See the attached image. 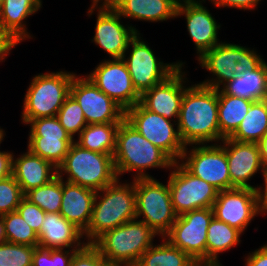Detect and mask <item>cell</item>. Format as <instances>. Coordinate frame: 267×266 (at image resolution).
<instances>
[{"mask_svg":"<svg viewBox=\"0 0 267 266\" xmlns=\"http://www.w3.org/2000/svg\"><path fill=\"white\" fill-rule=\"evenodd\" d=\"M119 181L117 178L96 192L90 223L83 232L87 244H93L105 232L136 218L134 179L130 183Z\"/></svg>","mask_w":267,"mask_h":266,"instance_id":"cell-2","label":"cell"},{"mask_svg":"<svg viewBox=\"0 0 267 266\" xmlns=\"http://www.w3.org/2000/svg\"><path fill=\"white\" fill-rule=\"evenodd\" d=\"M13 153L0 151V180L12 175Z\"/></svg>","mask_w":267,"mask_h":266,"instance_id":"cell-46","label":"cell"},{"mask_svg":"<svg viewBox=\"0 0 267 266\" xmlns=\"http://www.w3.org/2000/svg\"><path fill=\"white\" fill-rule=\"evenodd\" d=\"M124 119L174 162L180 161L186 146L178 128H174V125L177 126L176 122L145 109L139 102L125 110Z\"/></svg>","mask_w":267,"mask_h":266,"instance_id":"cell-8","label":"cell"},{"mask_svg":"<svg viewBox=\"0 0 267 266\" xmlns=\"http://www.w3.org/2000/svg\"><path fill=\"white\" fill-rule=\"evenodd\" d=\"M240 59V45L233 43L220 42L211 50L204 52L199 58V64L207 69L212 76L199 84L214 89H220V86L231 81L236 75V65Z\"/></svg>","mask_w":267,"mask_h":266,"instance_id":"cell-20","label":"cell"},{"mask_svg":"<svg viewBox=\"0 0 267 266\" xmlns=\"http://www.w3.org/2000/svg\"><path fill=\"white\" fill-rule=\"evenodd\" d=\"M4 1H5V0H0V6L3 4Z\"/></svg>","mask_w":267,"mask_h":266,"instance_id":"cell-53","label":"cell"},{"mask_svg":"<svg viewBox=\"0 0 267 266\" xmlns=\"http://www.w3.org/2000/svg\"><path fill=\"white\" fill-rule=\"evenodd\" d=\"M100 266H130V265L122 263V262L103 260Z\"/></svg>","mask_w":267,"mask_h":266,"instance_id":"cell-50","label":"cell"},{"mask_svg":"<svg viewBox=\"0 0 267 266\" xmlns=\"http://www.w3.org/2000/svg\"><path fill=\"white\" fill-rule=\"evenodd\" d=\"M254 101L225 94L218 89V123L220 141L229 138L238 128Z\"/></svg>","mask_w":267,"mask_h":266,"instance_id":"cell-28","label":"cell"},{"mask_svg":"<svg viewBox=\"0 0 267 266\" xmlns=\"http://www.w3.org/2000/svg\"><path fill=\"white\" fill-rule=\"evenodd\" d=\"M182 69V66H179L164 81L143 92L139 103L145 109L177 122L181 101L187 88L184 86L187 80L186 74Z\"/></svg>","mask_w":267,"mask_h":266,"instance_id":"cell-17","label":"cell"},{"mask_svg":"<svg viewBox=\"0 0 267 266\" xmlns=\"http://www.w3.org/2000/svg\"><path fill=\"white\" fill-rule=\"evenodd\" d=\"M42 6V0H5L0 6V28L17 43L30 39L25 20Z\"/></svg>","mask_w":267,"mask_h":266,"instance_id":"cell-25","label":"cell"},{"mask_svg":"<svg viewBox=\"0 0 267 266\" xmlns=\"http://www.w3.org/2000/svg\"><path fill=\"white\" fill-rule=\"evenodd\" d=\"M178 0H112L109 4L122 18L163 22L176 18Z\"/></svg>","mask_w":267,"mask_h":266,"instance_id":"cell-24","label":"cell"},{"mask_svg":"<svg viewBox=\"0 0 267 266\" xmlns=\"http://www.w3.org/2000/svg\"><path fill=\"white\" fill-rule=\"evenodd\" d=\"M226 152L230 181L233 188H248L257 190V187L250 185L248 181L252 179L258 171L263 175L266 171L261 158L258 143L239 142L230 138L222 140Z\"/></svg>","mask_w":267,"mask_h":266,"instance_id":"cell-18","label":"cell"},{"mask_svg":"<svg viewBox=\"0 0 267 266\" xmlns=\"http://www.w3.org/2000/svg\"><path fill=\"white\" fill-rule=\"evenodd\" d=\"M112 0H92V4H104V3H110Z\"/></svg>","mask_w":267,"mask_h":266,"instance_id":"cell-51","label":"cell"},{"mask_svg":"<svg viewBox=\"0 0 267 266\" xmlns=\"http://www.w3.org/2000/svg\"><path fill=\"white\" fill-rule=\"evenodd\" d=\"M264 178L265 186L264 188L262 186H259L257 188V197H258V209L259 213L262 215H265L267 212V170L262 175Z\"/></svg>","mask_w":267,"mask_h":266,"instance_id":"cell-47","label":"cell"},{"mask_svg":"<svg viewBox=\"0 0 267 266\" xmlns=\"http://www.w3.org/2000/svg\"><path fill=\"white\" fill-rule=\"evenodd\" d=\"M96 191L63 180L60 214L84 232L90 223Z\"/></svg>","mask_w":267,"mask_h":266,"instance_id":"cell-23","label":"cell"},{"mask_svg":"<svg viewBox=\"0 0 267 266\" xmlns=\"http://www.w3.org/2000/svg\"><path fill=\"white\" fill-rule=\"evenodd\" d=\"M24 194L11 175L0 180V216L16 211Z\"/></svg>","mask_w":267,"mask_h":266,"instance_id":"cell-38","label":"cell"},{"mask_svg":"<svg viewBox=\"0 0 267 266\" xmlns=\"http://www.w3.org/2000/svg\"><path fill=\"white\" fill-rule=\"evenodd\" d=\"M171 169L167 182L177 216L195 209L213 207L219 192L216 188L191 174L180 161L174 162Z\"/></svg>","mask_w":267,"mask_h":266,"instance_id":"cell-9","label":"cell"},{"mask_svg":"<svg viewBox=\"0 0 267 266\" xmlns=\"http://www.w3.org/2000/svg\"><path fill=\"white\" fill-rule=\"evenodd\" d=\"M12 159V176L23 194L50 182L58 175L57 168L49 161L33 154L29 149Z\"/></svg>","mask_w":267,"mask_h":266,"instance_id":"cell-22","label":"cell"},{"mask_svg":"<svg viewBox=\"0 0 267 266\" xmlns=\"http://www.w3.org/2000/svg\"><path fill=\"white\" fill-rule=\"evenodd\" d=\"M36 247L6 241L0 245V266H32Z\"/></svg>","mask_w":267,"mask_h":266,"instance_id":"cell-36","label":"cell"},{"mask_svg":"<svg viewBox=\"0 0 267 266\" xmlns=\"http://www.w3.org/2000/svg\"><path fill=\"white\" fill-rule=\"evenodd\" d=\"M4 137H5V131L2 128H0V144L2 143Z\"/></svg>","mask_w":267,"mask_h":266,"instance_id":"cell-52","label":"cell"},{"mask_svg":"<svg viewBox=\"0 0 267 266\" xmlns=\"http://www.w3.org/2000/svg\"><path fill=\"white\" fill-rule=\"evenodd\" d=\"M157 234L137 218L105 232L93 245L104 260L135 266L141 255L153 245Z\"/></svg>","mask_w":267,"mask_h":266,"instance_id":"cell-5","label":"cell"},{"mask_svg":"<svg viewBox=\"0 0 267 266\" xmlns=\"http://www.w3.org/2000/svg\"><path fill=\"white\" fill-rule=\"evenodd\" d=\"M38 246L47 249H82L83 232L60 213H46L37 233Z\"/></svg>","mask_w":267,"mask_h":266,"instance_id":"cell-21","label":"cell"},{"mask_svg":"<svg viewBox=\"0 0 267 266\" xmlns=\"http://www.w3.org/2000/svg\"><path fill=\"white\" fill-rule=\"evenodd\" d=\"M57 170L61 179H64L63 175H67L66 182L96 192L112 184L118 178L113 155L84 149L75 142L71 144L69 152Z\"/></svg>","mask_w":267,"mask_h":266,"instance_id":"cell-4","label":"cell"},{"mask_svg":"<svg viewBox=\"0 0 267 266\" xmlns=\"http://www.w3.org/2000/svg\"><path fill=\"white\" fill-rule=\"evenodd\" d=\"M263 61L264 59L255 50L240 46V59L236 65L235 75L238 76L247 70L252 71Z\"/></svg>","mask_w":267,"mask_h":266,"instance_id":"cell-42","label":"cell"},{"mask_svg":"<svg viewBox=\"0 0 267 266\" xmlns=\"http://www.w3.org/2000/svg\"><path fill=\"white\" fill-rule=\"evenodd\" d=\"M177 128L185 146L220 142L218 90L199 83L188 86L181 101Z\"/></svg>","mask_w":267,"mask_h":266,"instance_id":"cell-1","label":"cell"},{"mask_svg":"<svg viewBox=\"0 0 267 266\" xmlns=\"http://www.w3.org/2000/svg\"><path fill=\"white\" fill-rule=\"evenodd\" d=\"M204 3L206 0H202ZM215 7H230L245 10H252L257 7L261 0H209Z\"/></svg>","mask_w":267,"mask_h":266,"instance_id":"cell-43","label":"cell"},{"mask_svg":"<svg viewBox=\"0 0 267 266\" xmlns=\"http://www.w3.org/2000/svg\"><path fill=\"white\" fill-rule=\"evenodd\" d=\"M267 132V99L254 101L246 116L229 137L239 142L257 143Z\"/></svg>","mask_w":267,"mask_h":266,"instance_id":"cell-31","label":"cell"},{"mask_svg":"<svg viewBox=\"0 0 267 266\" xmlns=\"http://www.w3.org/2000/svg\"><path fill=\"white\" fill-rule=\"evenodd\" d=\"M73 138L29 137L27 148L58 168L69 152Z\"/></svg>","mask_w":267,"mask_h":266,"instance_id":"cell-32","label":"cell"},{"mask_svg":"<svg viewBox=\"0 0 267 266\" xmlns=\"http://www.w3.org/2000/svg\"><path fill=\"white\" fill-rule=\"evenodd\" d=\"M70 95L79 103L88 124L120 123L125 110L102 92L86 75H74Z\"/></svg>","mask_w":267,"mask_h":266,"instance_id":"cell-14","label":"cell"},{"mask_svg":"<svg viewBox=\"0 0 267 266\" xmlns=\"http://www.w3.org/2000/svg\"><path fill=\"white\" fill-rule=\"evenodd\" d=\"M56 117L73 139L87 126L83 110L71 95L66 98Z\"/></svg>","mask_w":267,"mask_h":266,"instance_id":"cell-35","label":"cell"},{"mask_svg":"<svg viewBox=\"0 0 267 266\" xmlns=\"http://www.w3.org/2000/svg\"><path fill=\"white\" fill-rule=\"evenodd\" d=\"M5 224L7 242L38 246V235L17 211L1 215Z\"/></svg>","mask_w":267,"mask_h":266,"instance_id":"cell-34","label":"cell"},{"mask_svg":"<svg viewBox=\"0 0 267 266\" xmlns=\"http://www.w3.org/2000/svg\"><path fill=\"white\" fill-rule=\"evenodd\" d=\"M202 3L200 0L180 1L176 12V17L185 16L188 33L196 46L197 58L220 43L217 36L221 26Z\"/></svg>","mask_w":267,"mask_h":266,"instance_id":"cell-19","label":"cell"},{"mask_svg":"<svg viewBox=\"0 0 267 266\" xmlns=\"http://www.w3.org/2000/svg\"><path fill=\"white\" fill-rule=\"evenodd\" d=\"M220 89L225 94L252 101L267 99V63L264 60L256 69L235 76Z\"/></svg>","mask_w":267,"mask_h":266,"instance_id":"cell-26","label":"cell"},{"mask_svg":"<svg viewBox=\"0 0 267 266\" xmlns=\"http://www.w3.org/2000/svg\"><path fill=\"white\" fill-rule=\"evenodd\" d=\"M136 195V218L164 237L176 221L171 193L167 184L152 178L134 179Z\"/></svg>","mask_w":267,"mask_h":266,"instance_id":"cell-7","label":"cell"},{"mask_svg":"<svg viewBox=\"0 0 267 266\" xmlns=\"http://www.w3.org/2000/svg\"><path fill=\"white\" fill-rule=\"evenodd\" d=\"M214 217L245 232L259 213L257 190L233 188L219 191L213 204Z\"/></svg>","mask_w":267,"mask_h":266,"instance_id":"cell-16","label":"cell"},{"mask_svg":"<svg viewBox=\"0 0 267 266\" xmlns=\"http://www.w3.org/2000/svg\"><path fill=\"white\" fill-rule=\"evenodd\" d=\"M219 144H193L190 151L186 146L180 163L194 176L223 191L232 189V183L226 152Z\"/></svg>","mask_w":267,"mask_h":266,"instance_id":"cell-12","label":"cell"},{"mask_svg":"<svg viewBox=\"0 0 267 266\" xmlns=\"http://www.w3.org/2000/svg\"><path fill=\"white\" fill-rule=\"evenodd\" d=\"M7 241L5 234V224L3 219L0 216V245Z\"/></svg>","mask_w":267,"mask_h":266,"instance_id":"cell-49","label":"cell"},{"mask_svg":"<svg viewBox=\"0 0 267 266\" xmlns=\"http://www.w3.org/2000/svg\"><path fill=\"white\" fill-rule=\"evenodd\" d=\"M74 75L66 71L35 75L24 97L22 122L56 116L70 95Z\"/></svg>","mask_w":267,"mask_h":266,"instance_id":"cell-6","label":"cell"},{"mask_svg":"<svg viewBox=\"0 0 267 266\" xmlns=\"http://www.w3.org/2000/svg\"><path fill=\"white\" fill-rule=\"evenodd\" d=\"M80 249H47L36 247L32 266H70L74 254Z\"/></svg>","mask_w":267,"mask_h":266,"instance_id":"cell-37","label":"cell"},{"mask_svg":"<svg viewBox=\"0 0 267 266\" xmlns=\"http://www.w3.org/2000/svg\"><path fill=\"white\" fill-rule=\"evenodd\" d=\"M97 9L95 35L92 41L107 52L112 59L127 57L129 42L139 31L132 25L121 24L122 17L109 3L91 4L88 16Z\"/></svg>","mask_w":267,"mask_h":266,"instance_id":"cell-13","label":"cell"},{"mask_svg":"<svg viewBox=\"0 0 267 266\" xmlns=\"http://www.w3.org/2000/svg\"><path fill=\"white\" fill-rule=\"evenodd\" d=\"M17 43L7 32L0 28V62H3Z\"/></svg>","mask_w":267,"mask_h":266,"instance_id":"cell-45","label":"cell"},{"mask_svg":"<svg viewBox=\"0 0 267 266\" xmlns=\"http://www.w3.org/2000/svg\"><path fill=\"white\" fill-rule=\"evenodd\" d=\"M63 193V179L57 175L43 186L29 190L24 197L45 213H59Z\"/></svg>","mask_w":267,"mask_h":266,"instance_id":"cell-33","label":"cell"},{"mask_svg":"<svg viewBox=\"0 0 267 266\" xmlns=\"http://www.w3.org/2000/svg\"><path fill=\"white\" fill-rule=\"evenodd\" d=\"M128 47L131 49L129 56L122 59L127 65L133 86L140 95L164 81L179 66L184 67L182 61L163 63L156 58L152 49L141 39L140 33L130 40Z\"/></svg>","mask_w":267,"mask_h":266,"instance_id":"cell-10","label":"cell"},{"mask_svg":"<svg viewBox=\"0 0 267 266\" xmlns=\"http://www.w3.org/2000/svg\"><path fill=\"white\" fill-rule=\"evenodd\" d=\"M86 76L124 110L140 101V94L133 86L127 65L122 58L105 59Z\"/></svg>","mask_w":267,"mask_h":266,"instance_id":"cell-15","label":"cell"},{"mask_svg":"<svg viewBox=\"0 0 267 266\" xmlns=\"http://www.w3.org/2000/svg\"><path fill=\"white\" fill-rule=\"evenodd\" d=\"M213 217L212 208L186 212L177 216L164 237L173 246L189 254L199 265H206L207 229Z\"/></svg>","mask_w":267,"mask_h":266,"instance_id":"cell-11","label":"cell"},{"mask_svg":"<svg viewBox=\"0 0 267 266\" xmlns=\"http://www.w3.org/2000/svg\"><path fill=\"white\" fill-rule=\"evenodd\" d=\"M245 266H267V244L249 253L245 258Z\"/></svg>","mask_w":267,"mask_h":266,"instance_id":"cell-44","label":"cell"},{"mask_svg":"<svg viewBox=\"0 0 267 266\" xmlns=\"http://www.w3.org/2000/svg\"><path fill=\"white\" fill-rule=\"evenodd\" d=\"M103 260L100 251L93 244H86L74 254L70 266H100Z\"/></svg>","mask_w":267,"mask_h":266,"instance_id":"cell-41","label":"cell"},{"mask_svg":"<svg viewBox=\"0 0 267 266\" xmlns=\"http://www.w3.org/2000/svg\"><path fill=\"white\" fill-rule=\"evenodd\" d=\"M242 232L213 217L207 229L206 265L222 266L218 254L237 246Z\"/></svg>","mask_w":267,"mask_h":266,"instance_id":"cell-27","label":"cell"},{"mask_svg":"<svg viewBox=\"0 0 267 266\" xmlns=\"http://www.w3.org/2000/svg\"><path fill=\"white\" fill-rule=\"evenodd\" d=\"M27 124L31 125L29 137L72 138L56 116L33 119Z\"/></svg>","mask_w":267,"mask_h":266,"instance_id":"cell-39","label":"cell"},{"mask_svg":"<svg viewBox=\"0 0 267 266\" xmlns=\"http://www.w3.org/2000/svg\"><path fill=\"white\" fill-rule=\"evenodd\" d=\"M16 211L36 233L39 232L46 214L40 207L23 197Z\"/></svg>","mask_w":267,"mask_h":266,"instance_id":"cell-40","label":"cell"},{"mask_svg":"<svg viewBox=\"0 0 267 266\" xmlns=\"http://www.w3.org/2000/svg\"><path fill=\"white\" fill-rule=\"evenodd\" d=\"M159 245H152L135 266H199L189 254L173 246L165 237Z\"/></svg>","mask_w":267,"mask_h":266,"instance_id":"cell-30","label":"cell"},{"mask_svg":"<svg viewBox=\"0 0 267 266\" xmlns=\"http://www.w3.org/2000/svg\"><path fill=\"white\" fill-rule=\"evenodd\" d=\"M117 177L135 171L133 179L152 178L146 173L148 168L171 170L174 161L159 147L143 137L125 119L120 122L116 133V149L113 155Z\"/></svg>","mask_w":267,"mask_h":266,"instance_id":"cell-3","label":"cell"},{"mask_svg":"<svg viewBox=\"0 0 267 266\" xmlns=\"http://www.w3.org/2000/svg\"><path fill=\"white\" fill-rule=\"evenodd\" d=\"M119 125L120 123L88 124L74 142L93 152L114 155Z\"/></svg>","mask_w":267,"mask_h":266,"instance_id":"cell-29","label":"cell"},{"mask_svg":"<svg viewBox=\"0 0 267 266\" xmlns=\"http://www.w3.org/2000/svg\"><path fill=\"white\" fill-rule=\"evenodd\" d=\"M260 149V158L264 168L267 170V132L257 142Z\"/></svg>","mask_w":267,"mask_h":266,"instance_id":"cell-48","label":"cell"}]
</instances>
